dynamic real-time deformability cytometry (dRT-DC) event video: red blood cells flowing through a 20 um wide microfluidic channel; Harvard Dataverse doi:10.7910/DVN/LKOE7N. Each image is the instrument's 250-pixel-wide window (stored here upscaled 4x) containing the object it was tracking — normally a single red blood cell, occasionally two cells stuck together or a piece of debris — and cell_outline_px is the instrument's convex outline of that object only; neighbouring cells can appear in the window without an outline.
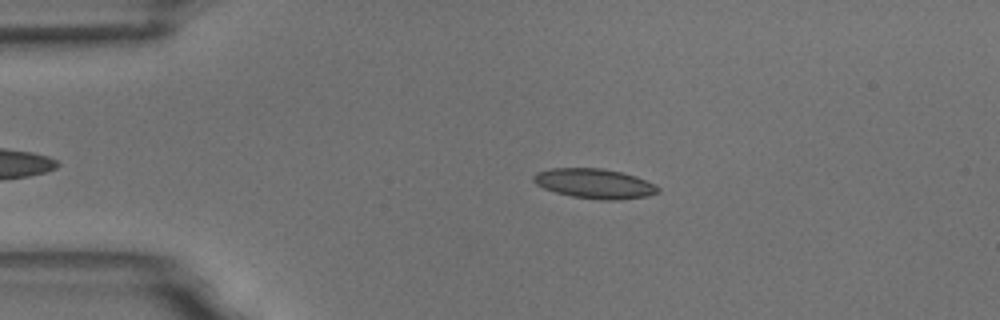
{"species": "common noctule bat (a hibernating species)", "species_latin": "Nyctalus noctula", "temperature_condition": "room temperature", "stored_images_in_passage": 4, "camera_frame_rate_fps": 3000, "um_per_image_px": 0.085, "animal": {"sex": "male", "body_mass_g": 18.8}, "frame": {"image": 1, "passage_image": 3, "time_ms": 2.333, "image_size_px": [1000, 320], "cell_outline_px": [[660, 192], [648, 196], [620, 200], [600, 200], [572, 196], [556, 192], [544, 188], [536, 184], [532, 180], [532, 176], [536, 172], [548, 168], [604, 168], [636, 176], [656, 184], [660, 188]], "centroid_in_image_um": [50.55, 15.6], "position_along_channel_um": 34.5, "area_um2": 21.85}}